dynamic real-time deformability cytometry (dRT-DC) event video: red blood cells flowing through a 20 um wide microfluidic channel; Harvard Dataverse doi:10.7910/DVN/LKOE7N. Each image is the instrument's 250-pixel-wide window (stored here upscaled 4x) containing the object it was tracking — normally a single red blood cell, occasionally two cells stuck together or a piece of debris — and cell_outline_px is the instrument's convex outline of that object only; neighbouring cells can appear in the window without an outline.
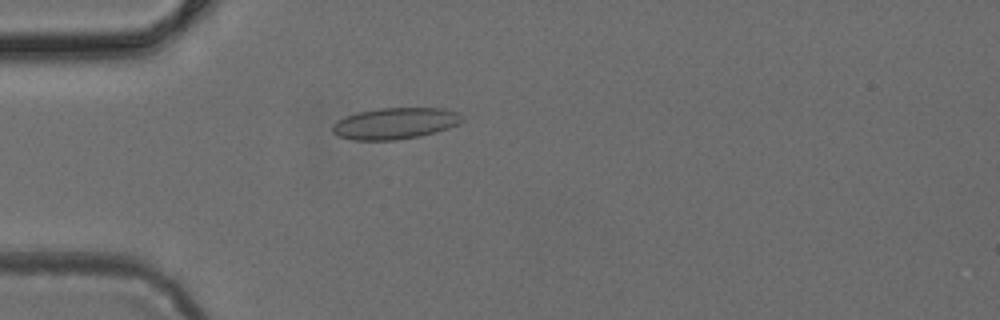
{"species": "common noctule bat (a hibernating species)", "species_latin": "Nyctalus noctula", "temperature_condition": "cold", "stored_images_in_passage": 49, "camera_frame_rate_fps": 3000, "um_per_image_px": 0.085, "animal": {"sex": "female", "body_mass_g": 24.6, "forearm_length_mm": 56.2}, "frame": {"image": 1, "passage_image": 14, "time_ms": 4.333, "image_size_px": [1000, 320], "cell_outline_px": [[464, 120], [448, 128], [436, 132], [420, 136], [396, 140], [352, 140], [336, 136], [332, 132], [332, 124], [356, 112], [380, 108], [444, 108], [456, 112]], "centroid_in_image_um": [33.55, 10.49], "position_along_channel_um": 51.4, "area_um2": 23.64}}
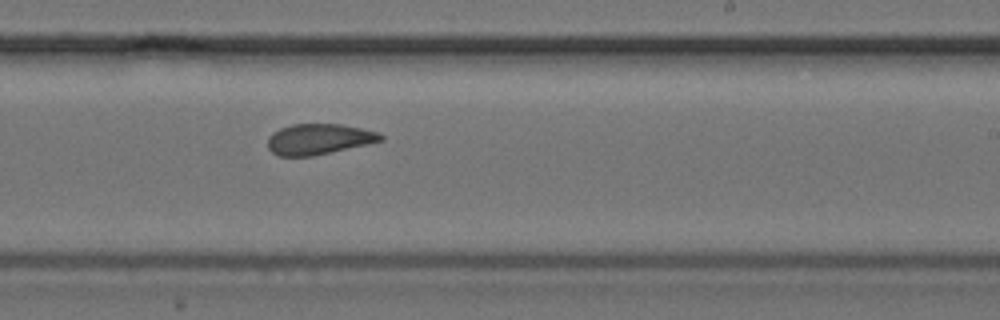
{"frame": {"image": 2, "passage_image": 30, "time_ms": 9.667, "image_size_px": [1000, 320], "cell_outline_px": [[384, 140], [368, 144], [312, 156], [276, 156], [268, 148], [268, 136], [272, 132], [280, 128], [292, 124], [340, 124], [380, 132], [384, 136]], "centroid_in_image_um": [27.09, 11.82], "position_along_channel_um": 261.9, "area_um2": 20.29}}
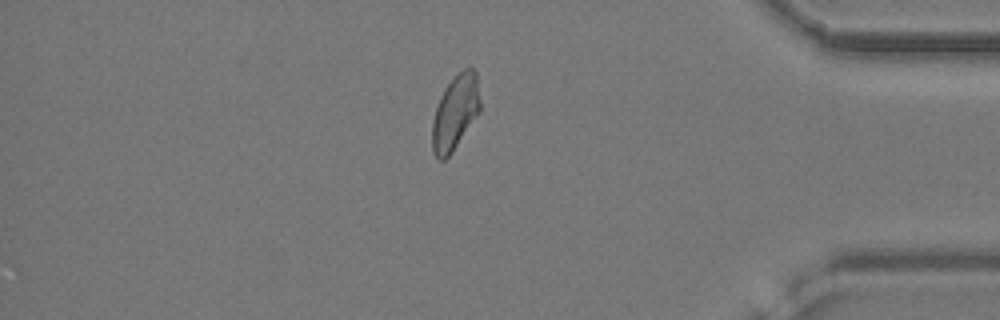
{"frame": {"image": 3, "passage_image": 42, "time_ms": 13.667, "image_size_px": [1000, 320], "cell_outline_px": [[480, 112], [452, 152], [444, 160], [440, 160], [432, 152], [432, 120], [436, 108], [444, 88], [464, 68], [472, 68], [476, 72], [480, 100]], "centroid_in_image_um": [38.69, 9.58], "position_along_channel_um": 396.5, "area_um2": 20.69}}